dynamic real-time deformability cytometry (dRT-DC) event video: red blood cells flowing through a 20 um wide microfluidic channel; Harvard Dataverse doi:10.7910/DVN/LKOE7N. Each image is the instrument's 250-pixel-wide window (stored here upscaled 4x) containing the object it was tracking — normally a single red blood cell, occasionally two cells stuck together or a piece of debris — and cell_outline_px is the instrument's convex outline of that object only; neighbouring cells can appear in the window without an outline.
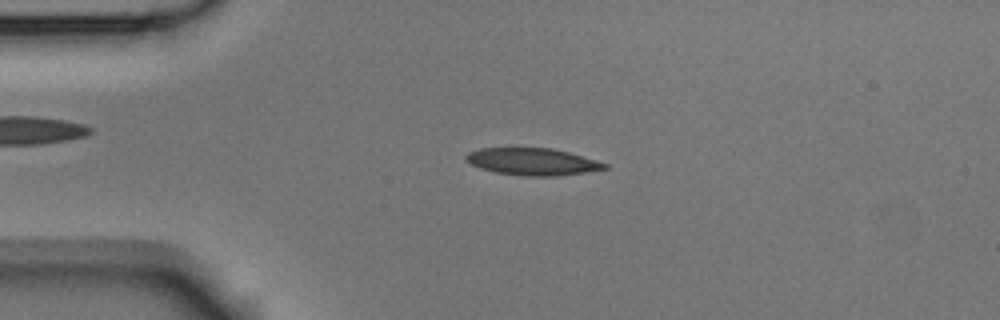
{"species": "Egyptian fruit bat (a non-hibernating species)", "species_latin": "Rousettus aegyptiacus", "temperature_condition": "room temperature", "stored_images_in_passage": 3, "camera_frame_rate_fps": 3000, "um_per_image_px": 0.085, "animal": {"sex": "male"}, "frame": {"image": 1, "passage_image": 2, "time_ms": 0.333, "image_size_px": [1000, 320], "cell_outline_px": [[608, 168], [584, 172], [556, 176], [524, 176], [496, 172], [480, 168], [472, 164], [464, 156], [468, 152], [480, 148], [552, 148], [568, 152], [596, 160], [608, 164]], "centroid_in_image_um": [45.26, 13.74], "position_along_channel_um": 39.7, "area_um2": 21.68}}